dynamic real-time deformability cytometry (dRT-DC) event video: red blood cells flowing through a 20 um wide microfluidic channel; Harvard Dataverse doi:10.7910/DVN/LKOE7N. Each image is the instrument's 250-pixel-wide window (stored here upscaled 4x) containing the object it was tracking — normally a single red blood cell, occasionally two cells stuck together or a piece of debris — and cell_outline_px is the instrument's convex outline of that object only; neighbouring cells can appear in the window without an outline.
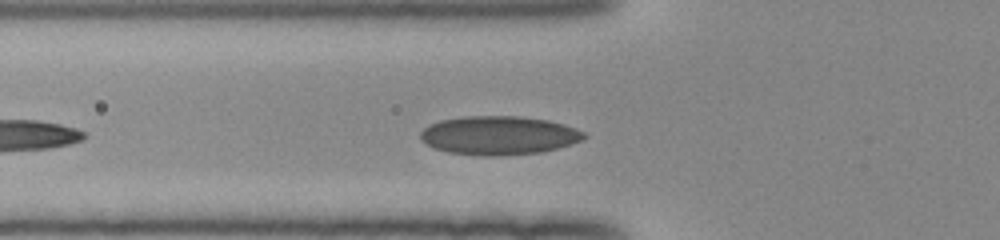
{"species": "human", "species_latin": "Homo sapiens", "temperature_condition": "room temperature", "stored_images_in_passage": 34, "camera_frame_rate_fps": 3000, "um_per_image_px": 0.085, "donor": {"sex": "female"}, "frame": {"image": 1, "passage_image": 5, "time_ms": 1.333, "image_size_px": [1000, 240], "cell_outline_px": [[588, 136], [572, 144], [540, 152], [500, 156], [480, 156], [448, 152], [432, 148], [420, 140], [420, 132], [428, 124], [440, 120], [464, 116], [520, 116], [548, 120], [564, 124], [576, 128], [584, 132]], "centroid_in_image_um": [42.36, 11.51], "position_along_channel_um": 83.4, "area_um2": 37.22}}
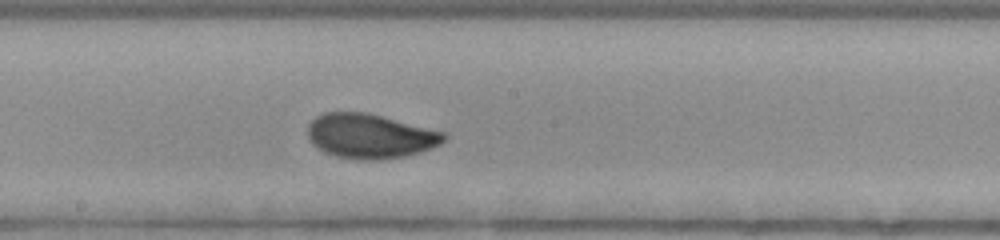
{"frame": {"image": 2, "passage_image": 15, "time_ms": 4.667, "image_size_px": [1000, 240], "cell_outline_px": [[448, 136], [440, 144], [432, 148], [420, 152], [404, 156], [380, 160], [356, 160], [336, 156], [324, 152], [312, 144], [308, 136], [308, 124], [316, 116], [324, 112], [368, 112], [444, 132]], "centroid_in_image_um": [31.44, 11.57], "position_along_channel_um": 216.8, "area_um2": 35.55}}
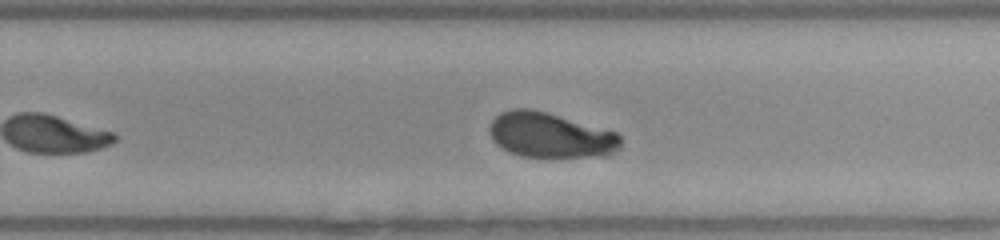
{"frame": {"image": 3, "passage_image": 20, "time_ms": 6.333, "image_size_px": [1000, 240], "cell_outline_px": [[620, 144], [612, 152], [592, 156], [520, 156], [508, 152], [496, 144], [492, 140], [488, 128], [492, 120], [500, 112], [512, 108], [532, 108], [548, 112], [616, 132], [620, 136]], "centroid_in_image_um": [46.68, 11.45], "position_along_channel_um": 283.1, "area_um2": 34.16}, "authors_computed_cell_mechanics": {"area_um2": 34.1887, "velocity_mm_per_s": 4.0047, "shape_relaxation_time_tau1_ms": 3.0648, "shape_relaxation_time_tau2_ms": null, "deformation_change_tau1": 0.1136, "deformation_change_tau2": null}}